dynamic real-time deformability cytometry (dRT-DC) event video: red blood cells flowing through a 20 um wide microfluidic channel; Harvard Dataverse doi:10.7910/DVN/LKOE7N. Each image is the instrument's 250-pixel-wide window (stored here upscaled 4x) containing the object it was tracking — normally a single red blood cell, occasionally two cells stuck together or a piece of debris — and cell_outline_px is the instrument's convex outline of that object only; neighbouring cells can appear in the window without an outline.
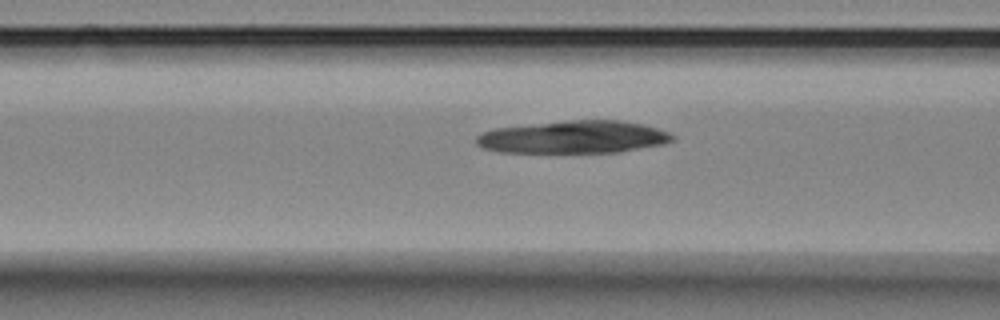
{"species": "Egyptian fruit bat (a non-hibernating species)", "species_latin": "Rousettus aegyptiacus", "temperature_condition": "room temperature", "stored_images_in_passage": 23, "camera_frame_rate_fps": 3000, "um_per_image_px": 0.085, "animal": {"sex": "female"}, "frame": {"image": 1, "passage_image": 17, "time_ms": 5.333, "image_size_px": [1000, 320], "cell_outline_px": [[676, 140], [664, 144], [620, 152], [500, 152], [480, 148], [476, 144], [476, 136], [484, 132], [496, 128], [568, 120], [620, 120], [644, 124], [668, 132], [676, 136]], "centroid_in_image_um": [48.79, 11.65], "position_along_channel_um": 117.8, "area_um2": 37.34}}
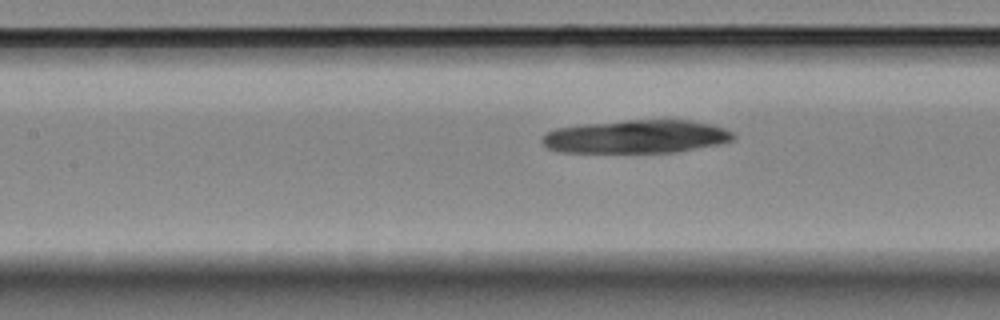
{"frame": {"image": 2, "passage_image": 20, "time_ms": 6.333, "image_size_px": [1000, 320], "cell_outline_px": [[736, 136], [732, 140], [720, 144], [676, 152], [560, 152], [548, 148], [540, 140], [548, 132], [556, 128], [584, 124], [624, 120], [688, 120], [712, 124], [724, 128], [732, 132]], "centroid_in_image_um": [54.11, 11.61], "position_along_channel_um": 153.3, "area_um2": 36.99}}